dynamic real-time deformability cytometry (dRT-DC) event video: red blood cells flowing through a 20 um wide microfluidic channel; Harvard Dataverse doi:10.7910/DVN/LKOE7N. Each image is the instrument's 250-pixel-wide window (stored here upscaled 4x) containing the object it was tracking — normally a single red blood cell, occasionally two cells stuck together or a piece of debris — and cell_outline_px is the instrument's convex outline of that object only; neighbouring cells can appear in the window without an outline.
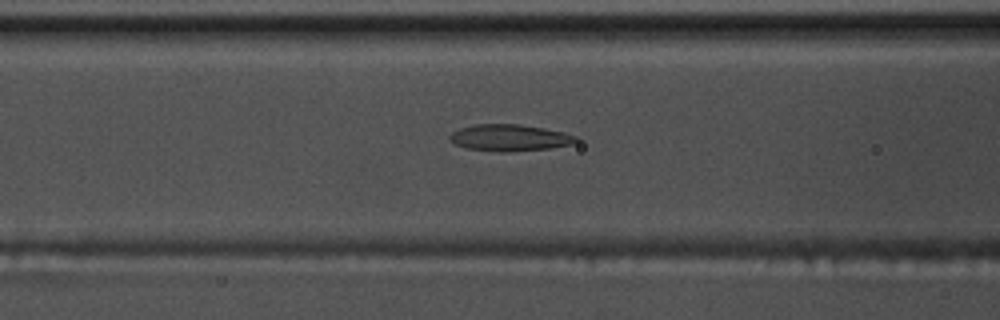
{"species": "common noctule bat (a hibernating species)", "species_latin": "Nyctalus noctula", "temperature_condition": "warm", "stored_images_in_passage": 43, "camera_frame_rate_fps": 3000, "um_per_image_px": 0.085, "animal": {"sex": "male", "body_mass_g": 17.5, "forearm_length_mm": 52.3}, "frame": {"image": 1, "passage_image": 15, "time_ms": 4.667, "image_size_px": [1000, 320], "cell_outline_px": [[580, 140], [572, 144], [552, 148], [508, 152], [500, 152], [468, 148], [456, 144], [448, 140], [448, 136], [452, 132], [460, 128], [476, 124], [516, 124], [544, 128], [564, 132], [576, 136]], "centroid_in_image_um": [43.33, 11.71], "position_along_channel_um": 123.3, "area_um2": 19.65}}
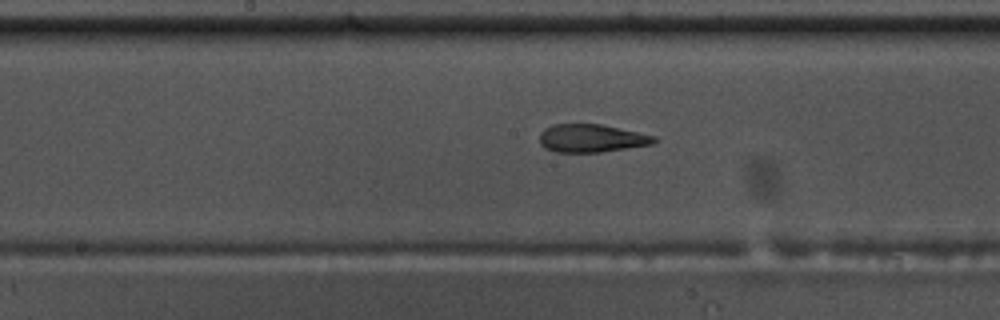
{"frame": {"image": 2, "passage_image": 21, "time_ms": 6.667, "image_size_px": [1000, 320], "cell_outline_px": [[660, 140], [652, 144], [628, 148], [600, 152], [556, 152], [544, 148], [540, 144], [540, 132], [544, 128], [552, 124], [600, 124], [656, 136]], "centroid_in_image_um": [50.27, 11.75], "position_along_channel_um": 197.9, "area_um2": 18.79}}
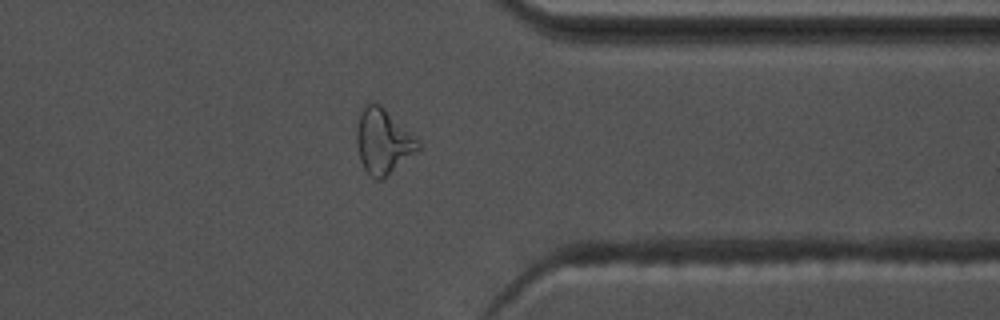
{"frame": {"image": 3, "passage_image": 36, "time_ms": 11.667, "image_size_px": [1000, 320], "cell_outline_px": [[420, 152], [384, 180], [376, 180], [364, 168], [360, 160], [356, 144], [356, 128], [360, 108], [364, 104], [380, 104], [416, 136], [420, 140]], "centroid_in_image_um": [32.6, 12.05], "position_along_channel_um": 378.8, "area_um2": 24.1}}